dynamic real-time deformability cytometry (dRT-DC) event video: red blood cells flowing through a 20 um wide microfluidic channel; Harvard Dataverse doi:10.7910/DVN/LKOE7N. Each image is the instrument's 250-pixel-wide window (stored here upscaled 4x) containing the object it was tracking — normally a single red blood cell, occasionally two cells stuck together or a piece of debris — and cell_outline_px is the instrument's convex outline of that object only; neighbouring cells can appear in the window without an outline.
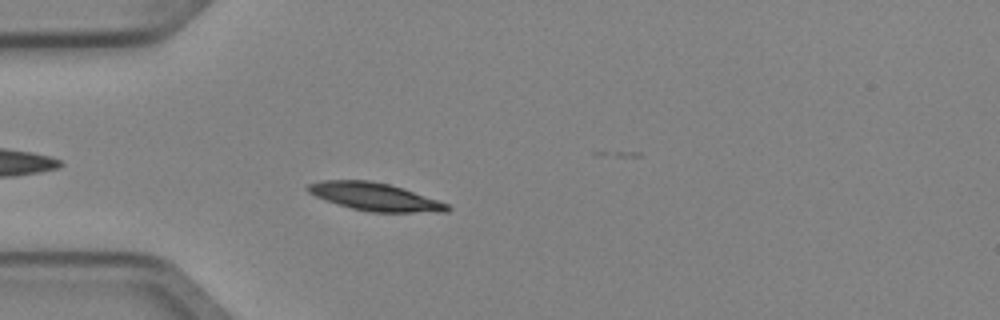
{"species": "Egyptian fruit bat (a non-hibernating species)", "species_latin": "Rousettus aegyptiacus", "temperature_condition": "cold", "stored_images_in_passage": 4, "camera_frame_rate_fps": 3000, "um_per_image_px": 0.085, "animal": {"sex": "female"}, "frame": {"image": 1, "passage_image": 4, "time_ms": 1.0, "image_size_px": [1000, 320], "cell_outline_px": [[452, 208], [448, 212], [372, 212], [352, 208], [324, 200], [308, 192], [304, 188], [308, 184], [320, 180], [368, 180], [388, 184], [404, 188], [448, 204]], "centroid_in_image_um": [31.85, 16.72], "position_along_channel_um": 53.2, "area_um2": 22.6}}